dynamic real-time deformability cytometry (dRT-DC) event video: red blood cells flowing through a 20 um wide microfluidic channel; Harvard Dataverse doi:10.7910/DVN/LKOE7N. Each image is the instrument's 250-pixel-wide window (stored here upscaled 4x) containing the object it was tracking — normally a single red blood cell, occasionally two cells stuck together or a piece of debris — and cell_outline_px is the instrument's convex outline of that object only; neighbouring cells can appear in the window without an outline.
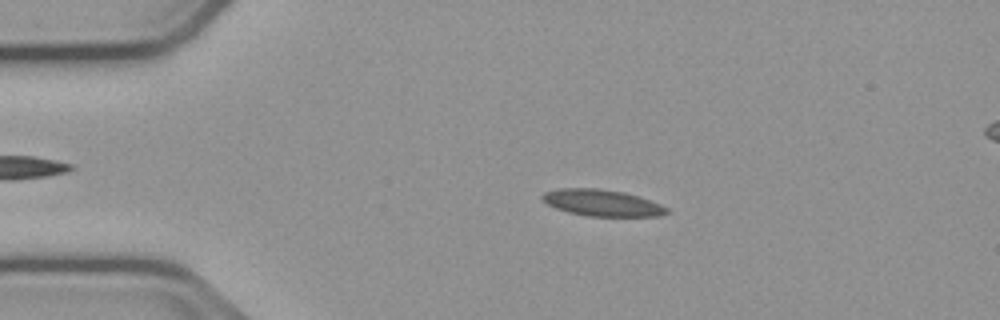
{"species": "common noctule bat (a hibernating species)", "species_latin": "Nyctalus noctula", "temperature_condition": "cold", "stored_images_in_passage": 53, "camera_frame_rate_fps": 3000, "um_per_image_px": 0.085, "animal": {"sex": "male", "body_mass_g": 23.1, "forearm_length_mm": 52.7}, "frame": {"image": 1, "passage_image": 10, "time_ms": 3.0, "image_size_px": [1000, 320], "cell_outline_px": [[672, 212], [660, 216], [588, 216], [568, 212], [556, 208], [548, 204], [540, 196], [544, 192], [560, 188], [600, 188], [624, 192], [640, 196], [660, 204], [668, 208]], "centroid_in_image_um": [51.22, 17.24], "position_along_channel_um": 33.8, "area_um2": 19.36}}
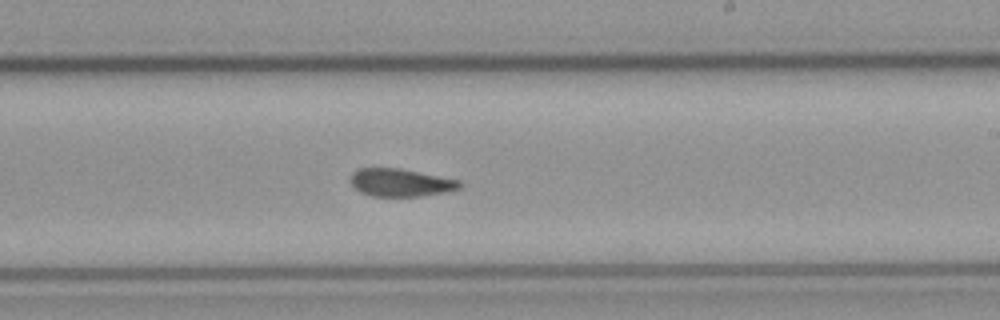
{"frame": {"image": 2, "passage_image": 31, "time_ms": 10.0, "image_size_px": [1000, 320], "cell_outline_px": [[464, 184], [460, 188], [448, 192], [420, 196], [372, 196], [360, 192], [352, 184], [352, 172], [360, 168], [400, 168], [464, 180]], "centroid_in_image_um": [34.16, 15.51], "position_along_channel_um": 254.8, "area_um2": 17.92}}
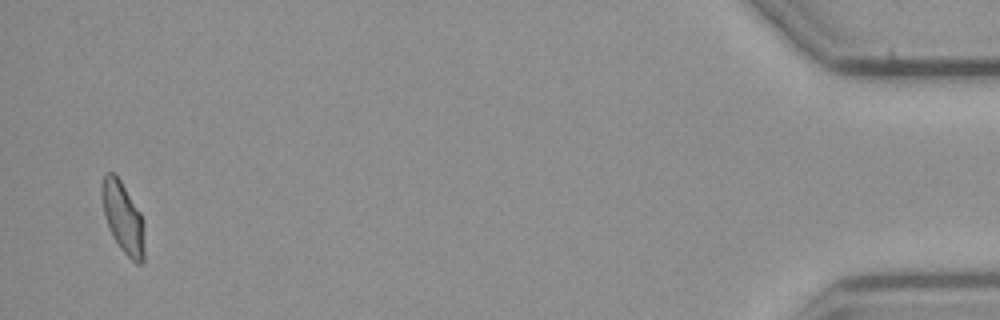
{"frame": {"image": 3, "passage_image": 52, "time_ms": 17.0, "image_size_px": [1000, 320], "cell_outline_px": [[144, 260], [140, 264], [136, 264], [120, 248], [112, 236], [104, 216], [100, 192], [100, 188], [104, 176], [108, 172], [116, 172], [140, 212], [144, 220]], "centroid_in_image_um": [10.45, 18.47], "position_along_channel_um": 424.8, "area_um2": 17.98}, "authors_computed_cell_mechanics": {"area_um2": 18.6116, "velocity_mm_per_s": 3.7401, "shape_relaxation_time_tau1_ms": null, "shape_relaxation_time_tau2_ms": 2.9307, "deformation_change_tau1": null, "deformation_change_tau2": 0.0781}}